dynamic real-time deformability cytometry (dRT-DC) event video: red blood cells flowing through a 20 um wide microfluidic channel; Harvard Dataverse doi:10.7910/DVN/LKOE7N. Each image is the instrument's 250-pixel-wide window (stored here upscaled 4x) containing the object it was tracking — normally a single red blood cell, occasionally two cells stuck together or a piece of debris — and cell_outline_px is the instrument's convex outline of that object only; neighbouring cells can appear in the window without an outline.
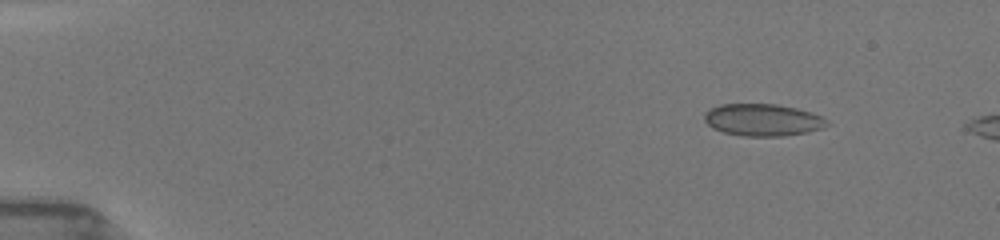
{"species": "common noctule bat (a hibernating species)", "species_latin": "Nyctalus noctula", "temperature_condition": "room temperature", "stored_images_in_passage": 20, "camera_frame_rate_fps": 3000, "um_per_image_px": 0.085, "animal": {"sex": "female", "body_mass_g": 19.5, "forearm_length_mm": 54.1}, "frame": {"image": 1, "passage_image": 11, "time_ms": 2.0, "image_size_px": [1000, 240], "cell_outline_px": [[828, 124], [824, 128], [808, 132], [780, 136], [744, 136], [724, 132], [712, 128], [704, 120], [704, 112], [708, 108], [720, 104], [776, 104], [796, 108], [812, 112], [828, 120]], "centroid_in_image_um": [64.82, 10.18], "position_along_channel_um": 20.2, "area_um2": 23.06}}